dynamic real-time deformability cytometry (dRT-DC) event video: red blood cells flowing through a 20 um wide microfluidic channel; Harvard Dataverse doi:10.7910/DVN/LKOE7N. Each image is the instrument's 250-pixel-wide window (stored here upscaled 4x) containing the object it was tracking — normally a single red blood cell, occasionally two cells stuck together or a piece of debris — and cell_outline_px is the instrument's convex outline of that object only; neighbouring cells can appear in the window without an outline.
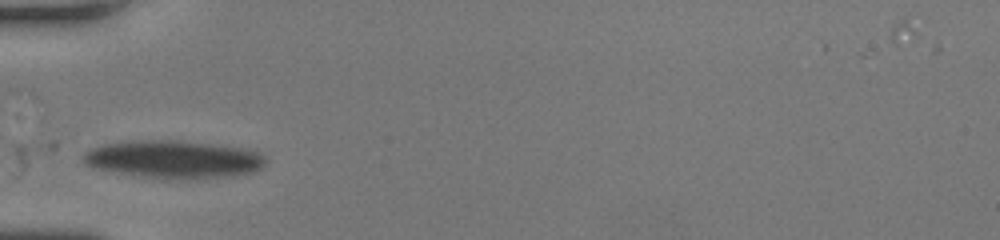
{"species": "human", "species_latin": "Homo sapiens", "temperature_condition": "room temperature", "stored_images_in_passage": 3, "camera_frame_rate_fps": 3000, "um_per_image_px": 0.085, "donor": {"sex": "female"}, "frame": {"image": 1, "passage_image": 1, "time_ms": 0.0, "image_size_px": [1000, 240], "cell_outline_px": [[268, 160], [260, 168], [252, 172], [224, 176], [164, 180], [92, 168], [84, 160], [84, 152], [92, 148], [104, 144], [128, 140], [176, 140], [220, 144], [260, 152]], "centroid_in_image_um": [14.74, 13.53], "position_along_channel_um": 70.3, "area_um2": 40.23}}
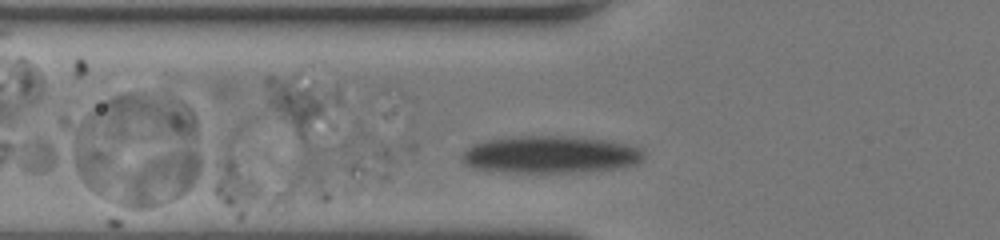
{"frame": {"image": 2, "passage_image": 2, "time_ms": 0.333, "image_size_px": [1000, 240], "cell_outline_px": [[292, 188], [288, 208], [240, 220], [236, 220], [224, 204], [216, 192], [216, 184], [228, 148], [292, 184]], "centroid_in_image_um": [21.3, 15.99], "position_along_channel_um": 104.5, "area_um2": 24.97}}